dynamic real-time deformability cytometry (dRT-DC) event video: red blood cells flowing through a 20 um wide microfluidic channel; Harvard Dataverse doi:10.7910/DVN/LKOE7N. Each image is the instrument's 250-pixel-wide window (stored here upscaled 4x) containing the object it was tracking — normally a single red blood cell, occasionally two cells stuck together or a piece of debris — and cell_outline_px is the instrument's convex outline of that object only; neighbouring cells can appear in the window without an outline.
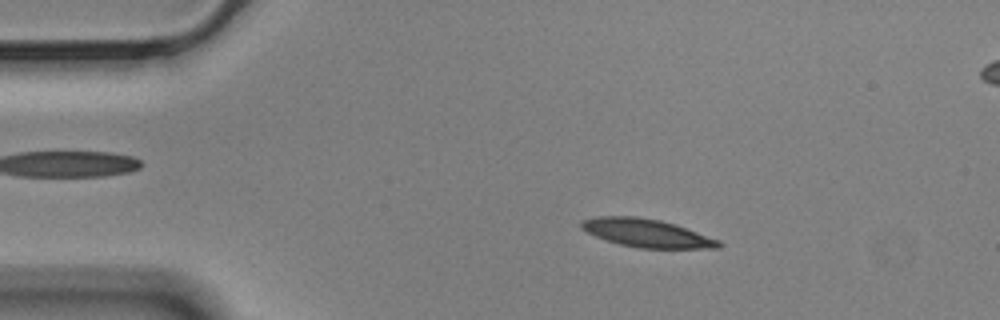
{"species": "Egyptian fruit bat (a non-hibernating species)", "species_latin": "Rousettus aegyptiacus", "temperature_condition": "cold", "stored_images_in_passage": 53, "camera_frame_rate_fps": 3000, "um_per_image_px": 0.085, "animal": {"sex": "male"}, "frame": {"image": 1, "passage_image": 5, "time_ms": 1.333, "image_size_px": [1000, 320], "cell_outline_px": [[724, 244], [720, 248], [636, 248], [620, 244], [596, 236], [580, 228], [580, 220], [596, 216], [636, 216], [660, 220], [676, 224], [720, 240]], "centroid_in_image_um": [54.98, 19.8], "position_along_channel_um": 30.0, "area_um2": 22.66}}
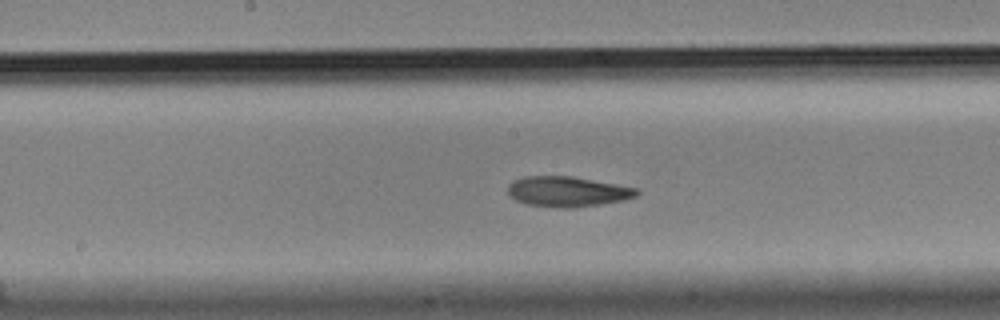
{"frame": {"image": 2, "passage_image": 24, "time_ms": 7.667, "image_size_px": [1000, 320], "cell_outline_px": [[640, 192], [636, 196], [624, 200], [600, 204], [572, 208], [560, 208], [524, 204], [516, 200], [508, 192], [508, 184], [512, 180], [524, 176], [572, 176], [640, 188]], "centroid_in_image_um": [48.25, 16.28], "position_along_channel_um": 200.0, "area_um2": 22.95}}
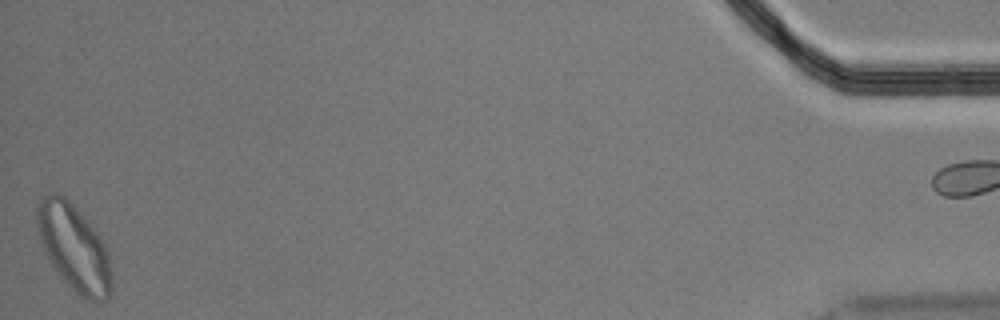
{"frame": {"image": 3, "passage_image": 52, "time_ms": 17.0, "image_size_px": [1000, 320], "cell_outline_px": [[112, 288], [108, 300], [100, 304], [96, 304], [88, 300], [76, 292], [56, 272], [44, 252], [40, 244], [36, 224], [36, 208], [40, 196], [48, 192], [60, 192], [76, 208], [96, 232], [108, 248], [112, 272]], "centroid_in_image_um": [6.28, 21.06], "position_along_channel_um": 428.9, "area_um2": 38.32}}